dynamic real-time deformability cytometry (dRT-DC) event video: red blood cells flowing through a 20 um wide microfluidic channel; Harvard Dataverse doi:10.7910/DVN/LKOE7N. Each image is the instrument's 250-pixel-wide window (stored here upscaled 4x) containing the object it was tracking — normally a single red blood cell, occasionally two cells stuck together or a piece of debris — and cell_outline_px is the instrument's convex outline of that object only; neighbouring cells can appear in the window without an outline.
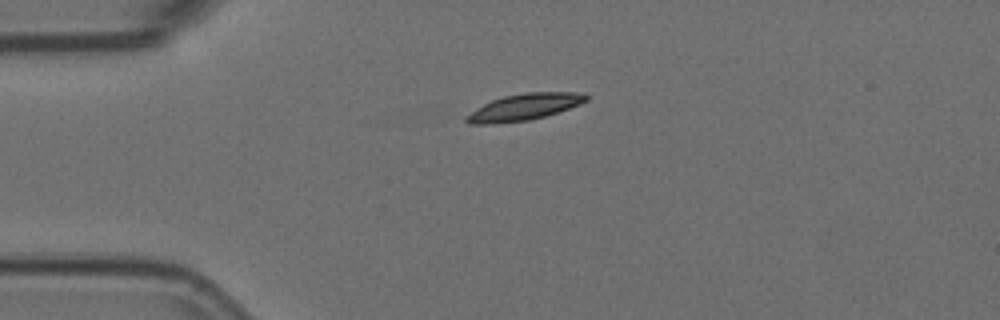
{"species": "Egyptian fruit bat (a non-hibernating species)", "species_latin": "Rousettus aegyptiacus", "temperature_condition": "room temperature", "stored_images_in_passage": 2, "camera_frame_rate_fps": 3000, "um_per_image_px": 0.085, "animal": {"sex": "female"}, "frame": {"image": 1, "passage_image": 1, "time_ms": 0.0, "image_size_px": [1000, 320], "cell_outline_px": [[588, 100], [580, 104], [544, 116], [528, 120], [488, 124], [468, 124], [464, 120], [464, 116], [484, 104], [492, 100], [504, 96], [528, 92], [576, 92], [588, 96]], "centroid_in_image_um": [44.51, 9.1], "position_along_channel_um": 40.5, "area_um2": 18.21}}